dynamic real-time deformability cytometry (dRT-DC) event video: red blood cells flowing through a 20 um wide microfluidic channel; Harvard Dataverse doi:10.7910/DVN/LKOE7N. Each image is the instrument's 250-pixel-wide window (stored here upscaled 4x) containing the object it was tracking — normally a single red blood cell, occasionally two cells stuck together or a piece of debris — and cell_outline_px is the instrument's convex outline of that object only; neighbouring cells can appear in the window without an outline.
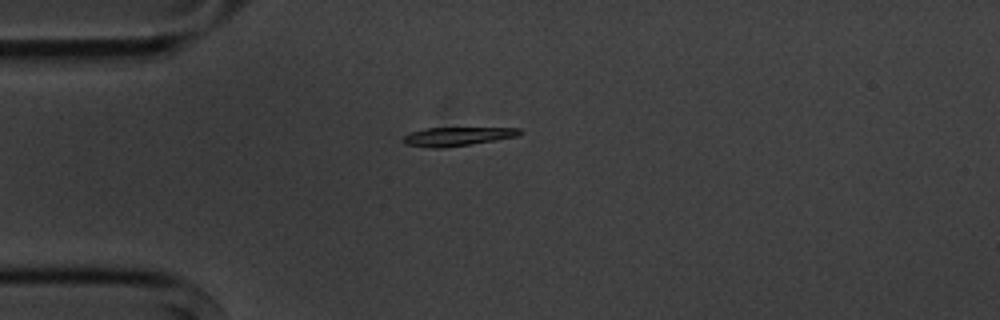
{"species": "common noctule bat (a hibernating species)", "species_latin": "Nyctalus noctula", "temperature_condition": "cold", "stored_images_in_passage": 4, "camera_frame_rate_fps": 3000, "um_per_image_px": 0.085, "animal": {"sex": "male", "body_mass_g": 20.1, "forearm_length_mm": 53.5}, "frame": {"image": 1, "passage_image": 3, "time_ms": 2.333, "image_size_px": [1000, 320], "cell_outline_px": [[520, 132], [516, 136], [444, 148], [432, 148], [404, 144], [400, 140], [404, 136], [412, 132], [424, 128], [520, 128]], "centroid_in_image_um": [38.75, 11.6], "position_along_channel_um": 46.3, "area_um2": 12.43}}